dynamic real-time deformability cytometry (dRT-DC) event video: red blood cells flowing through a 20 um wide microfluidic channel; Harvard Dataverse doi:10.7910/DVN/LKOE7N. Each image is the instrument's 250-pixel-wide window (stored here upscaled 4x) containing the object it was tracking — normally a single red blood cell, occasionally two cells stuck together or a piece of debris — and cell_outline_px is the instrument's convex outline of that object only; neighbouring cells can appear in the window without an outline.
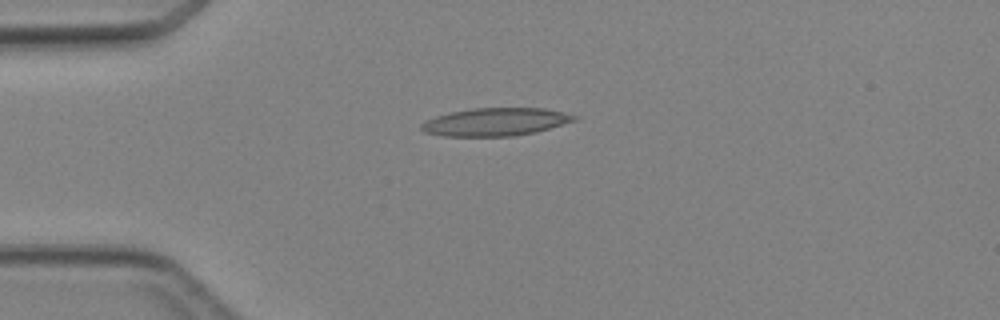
{"species": "Egyptian fruit bat (a non-hibernating species)", "species_latin": "Rousettus aegyptiacus", "temperature_condition": "cold", "stored_images_in_passage": 5, "camera_frame_rate_fps": 3000, "um_per_image_px": 0.085, "animal": {"sex": "female"}, "frame": {"image": 1, "passage_image": 5, "time_ms": 4.667, "image_size_px": [1000, 320], "cell_outline_px": [[580, 116], [576, 120], [536, 132], [516, 136], [444, 136], [424, 132], [420, 128], [420, 124], [436, 116], [452, 112], [472, 108], [544, 108]], "centroid_in_image_um": [42.13, 10.36], "position_along_channel_um": 42.9, "area_um2": 24.8}}